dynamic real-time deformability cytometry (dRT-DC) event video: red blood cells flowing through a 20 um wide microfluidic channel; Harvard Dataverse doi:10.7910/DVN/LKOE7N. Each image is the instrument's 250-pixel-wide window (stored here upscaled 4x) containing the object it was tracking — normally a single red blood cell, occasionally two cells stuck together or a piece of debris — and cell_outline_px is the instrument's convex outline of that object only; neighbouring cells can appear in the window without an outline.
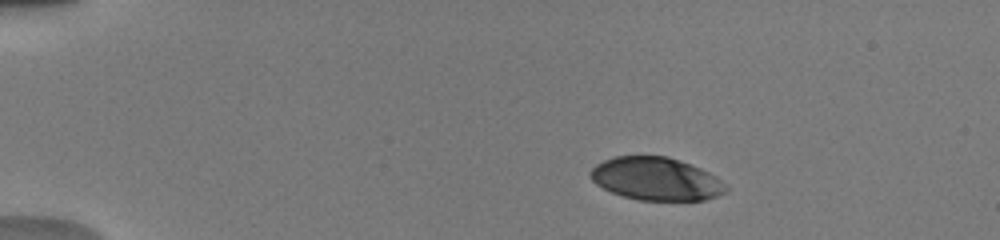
{"species": "human", "species_latin": "Homo sapiens", "temperature_condition": "warm", "stored_images_in_passage": 25, "camera_frame_rate_fps": 3000, "um_per_image_px": 0.085, "donor": {"sex": "male"}, "frame": {"image": 1, "passage_image": 3, "time_ms": 2.0, "image_size_px": [1000, 240], "cell_outline_px": [[728, 188], [724, 192], [716, 196], [704, 200], [640, 200], [624, 196], [612, 192], [596, 184], [588, 176], [588, 172], [596, 164], [604, 160], [616, 156], [668, 156], [680, 160], [700, 168], [716, 176]], "centroid_in_image_um": [55.74, 15.19], "position_along_channel_um": 29.3, "area_um2": 33.76}}
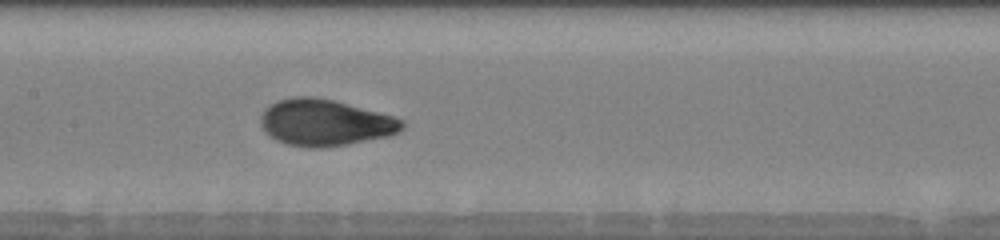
{"frame": {"image": 2, "passage_image": 9, "time_ms": 8.0, "image_size_px": [1000, 240], "cell_outline_px": [[404, 128], [400, 132], [388, 136], [348, 144], [324, 148], [308, 148], [288, 144], [276, 140], [268, 136], [264, 132], [260, 124], [260, 116], [264, 108], [268, 104], [276, 100], [292, 96], [312, 96], [332, 100], [392, 116], [404, 120]], "centroid_in_image_um": [27.57, 10.42], "position_along_channel_um": 179.8, "area_um2": 38.61}}
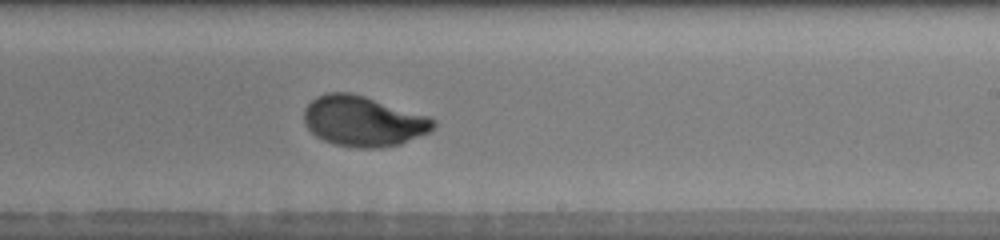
{"frame": {"image": 3, "passage_image": 14, "time_ms": 10.0, "image_size_px": [1000, 240], "cell_outline_px": [[436, 124], [432, 132], [400, 144], [380, 148], [356, 148], [336, 144], [324, 140], [316, 136], [304, 124], [304, 108], [316, 96], [328, 92], [352, 92], [432, 116], [436, 120]], "centroid_in_image_um": [30.93, 10.29], "position_along_channel_um": 258.1, "area_um2": 38.55}, "authors_computed_cell_mechanics": {"area_um2": 37.2232, "velocity_mm_per_s": 3.9247, "shape_relaxation_time_tau1_ms": 2.5362, "shape_relaxation_time_tau2_ms": null, "deformation_change_tau1": 0.1387, "deformation_change_tau2": null}}